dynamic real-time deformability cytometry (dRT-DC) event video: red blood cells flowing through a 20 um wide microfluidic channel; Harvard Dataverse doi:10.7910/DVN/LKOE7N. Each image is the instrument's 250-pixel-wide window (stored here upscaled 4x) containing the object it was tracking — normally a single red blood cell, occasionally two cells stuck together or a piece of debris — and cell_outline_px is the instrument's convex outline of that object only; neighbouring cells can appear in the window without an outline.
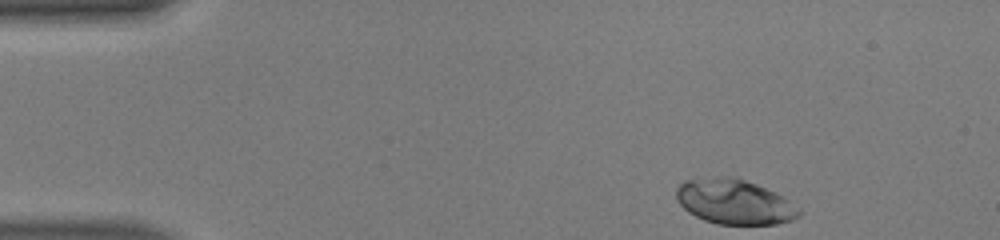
{"species": "human", "species_latin": "Homo sapiens", "temperature_condition": "warm", "stored_images_in_passage": 44, "camera_frame_rate_fps": 3000, "um_per_image_px": 0.085, "donor": {"sex": "male"}, "frame": {"image": 1, "passage_image": 1, "time_ms": 0.0, "image_size_px": [1000, 240], "cell_outline_px": [[800, 216], [792, 220], [776, 224], [716, 224], [704, 220], [688, 212], [676, 200], [676, 188], [684, 180], [716, 176], [736, 176], [756, 184], [788, 200], [800, 208]], "centroid_in_image_um": [62.39, 17.15], "position_along_channel_um": 22.6, "area_um2": 32.14}}
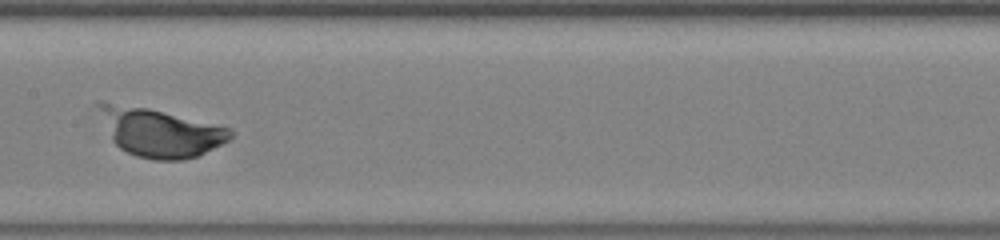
{"frame": {"image": 2, "passage_image": 20, "time_ms": 6.333, "image_size_px": [1000, 240], "cell_outline_px": [[232, 136], [228, 140], [200, 156], [184, 160], [152, 160], [136, 156], [120, 148], [112, 140], [96, 104], [96, 100], [100, 100], [148, 108], [232, 128]], "centroid_in_image_um": [13.6, 11.26], "position_along_channel_um": 193.8, "area_um2": 36.88}}
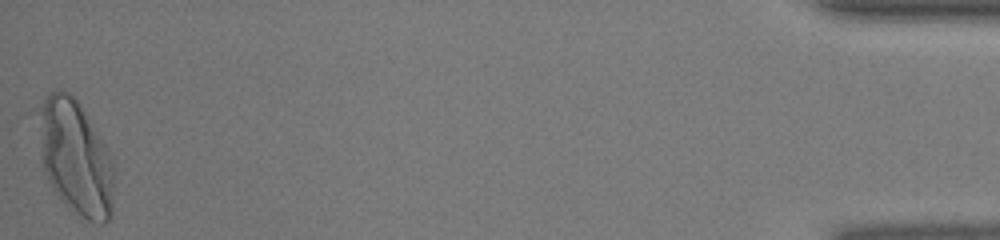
{"frame": {"image": 3, "passage_image": 44, "time_ms": 14.333, "image_size_px": [1000, 240], "cell_outline_px": [[112, 216], [104, 224], [92, 224], [72, 212], [60, 200], [52, 188], [44, 172], [40, 160], [36, 108], [48, 92], [68, 92], [76, 100], [108, 148], [112, 160]], "centroid_in_image_um": [6.36, 13.43], "position_along_channel_um": 428.8, "area_um2": 51.15}}